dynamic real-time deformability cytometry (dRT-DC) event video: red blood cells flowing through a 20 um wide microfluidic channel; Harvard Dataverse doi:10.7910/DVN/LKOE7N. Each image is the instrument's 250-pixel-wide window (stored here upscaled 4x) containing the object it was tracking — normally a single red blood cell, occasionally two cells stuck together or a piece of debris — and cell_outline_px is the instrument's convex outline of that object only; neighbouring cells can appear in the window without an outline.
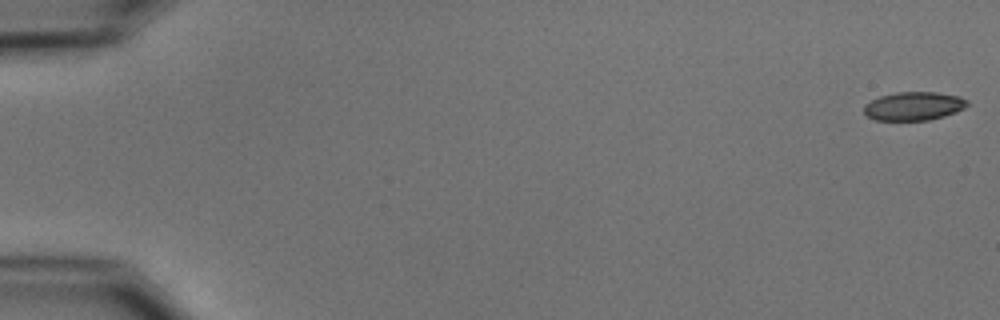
{"species": "common noctule bat (a hibernating species)", "species_latin": "Nyctalus noctula", "temperature_condition": "cold", "stored_images_in_passage": 6, "camera_frame_rate_fps": 3000, "um_per_image_px": 0.085, "animal": {"sex": "male", "body_mass_g": 15.6}, "frame": {"image": 1, "passage_image": 1, "time_ms": 0.0, "image_size_px": [1000, 320], "cell_outline_px": [[968, 104], [964, 108], [956, 112], [944, 116], [928, 120], [876, 120], [868, 116], [864, 112], [864, 104], [880, 96], [896, 92], [936, 92], [960, 96], [968, 100]], "centroid_in_image_um": [77.68, 9.01], "position_along_channel_um": 7.3, "area_um2": 17.17}}
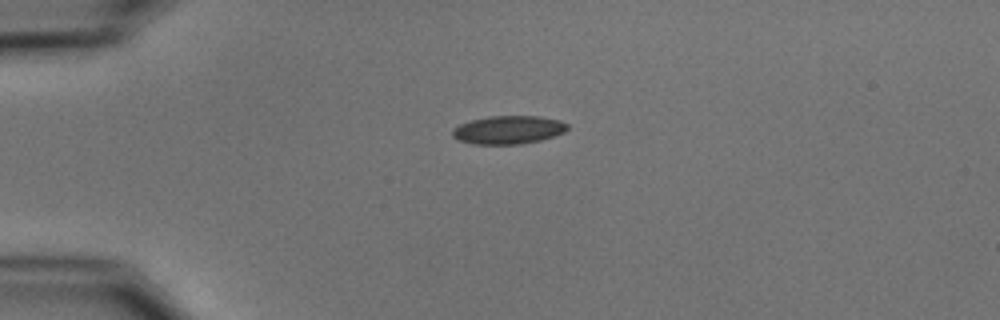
{"frame": {"image": 2, "passage_image": 4, "time_ms": 4.333, "image_size_px": [1000, 320], "cell_outline_px": [[568, 128], [564, 132], [556, 136], [524, 144], [472, 144], [460, 140], [452, 136], [452, 128], [460, 124], [472, 120], [488, 116], [536, 116], [560, 120], [568, 124]], "centroid_in_image_um": [43.22, 11.04], "position_along_channel_um": 41.8, "area_um2": 19.02}}